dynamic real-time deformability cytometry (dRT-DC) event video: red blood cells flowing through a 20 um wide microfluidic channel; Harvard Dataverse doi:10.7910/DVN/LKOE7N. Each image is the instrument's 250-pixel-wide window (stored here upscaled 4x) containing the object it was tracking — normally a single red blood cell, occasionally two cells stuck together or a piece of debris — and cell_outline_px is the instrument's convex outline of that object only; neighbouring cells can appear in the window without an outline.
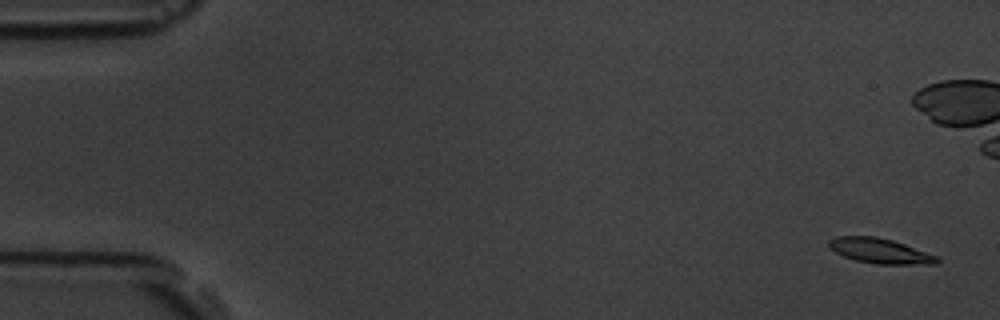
{"species": "common noctule bat (a hibernating species)", "species_latin": "Nyctalus noctula", "temperature_condition": "room temperature", "stored_images_in_passage": 6, "camera_frame_rate_fps": 3000, "um_per_image_px": 0.085, "animal": {"sex": "male", "body_mass_g": 19.5, "forearm_length_mm": 54.6}, "frame": {"image": 1, "passage_image": 1, "time_ms": 0.0, "image_size_px": [1000, 320], "cell_outline_px": [[940, 260], [936, 264], [876, 264], [856, 260], [844, 256], [836, 252], [828, 244], [828, 240], [836, 236], [876, 236], [892, 240], [904, 244], [936, 256]], "centroid_in_image_um": [74.78, 21.32], "position_along_channel_um": 10.2, "area_um2": 15.55}}